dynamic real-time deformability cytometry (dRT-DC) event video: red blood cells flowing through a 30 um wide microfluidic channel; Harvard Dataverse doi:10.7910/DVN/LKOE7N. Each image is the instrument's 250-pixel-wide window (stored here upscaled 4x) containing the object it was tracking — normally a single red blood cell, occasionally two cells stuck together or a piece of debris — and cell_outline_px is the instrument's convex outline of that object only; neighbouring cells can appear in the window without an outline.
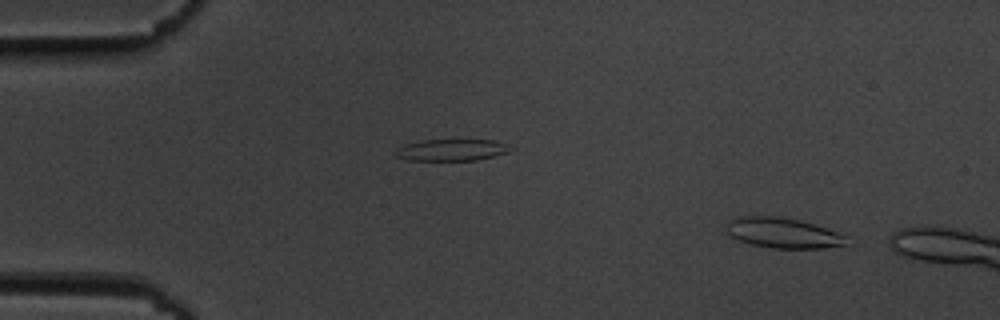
{"species": "common noctule bat (a hibernating species)", "species_latin": "Nyctalus noctula", "temperature_condition": "cold", "stored_images_in_passage": 10, "camera_frame_rate_fps": 3000, "um_per_image_px": 0.085, "animal": {"sex": "male", "body_mass_g": 19.5, "forearm_length_mm": 54.6}, "frame": {"image": 1, "passage_image": 4, "time_ms": 1.0, "image_size_px": [1000, 320], "cell_outline_px": [[848, 236], [844, 244], [820, 248], [772, 248], [748, 244], [728, 236], [728, 220], [744, 216], [780, 216], [800, 220]], "centroid_in_image_um": [66.49, 19.8], "position_along_channel_um": 18.5, "area_um2": 20.98}}